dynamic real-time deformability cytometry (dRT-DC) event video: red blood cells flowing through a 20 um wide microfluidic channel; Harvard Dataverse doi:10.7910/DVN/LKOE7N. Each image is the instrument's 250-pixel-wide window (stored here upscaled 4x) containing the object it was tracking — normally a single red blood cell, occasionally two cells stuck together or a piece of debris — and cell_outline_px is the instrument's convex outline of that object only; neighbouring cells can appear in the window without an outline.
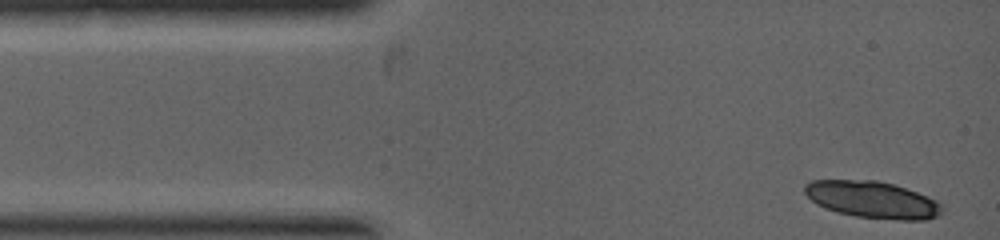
{"species": "common noctule bat (a hibernating species)", "species_latin": "Nyctalus noctula", "temperature_condition": "warm", "stored_images_in_passage": 4, "camera_frame_rate_fps": 5000, "um_per_image_px": 0.085, "animal": {"sex": "female", "body_mass_g": 19.0, "forearm_length_mm": 53.3}, "frame": {"image": 1, "passage_image": 1, "time_ms": 0.0, "image_size_px": [1000, 240], "cell_outline_px": [[944, 212], [936, 216], [924, 220], [896, 220], [856, 216], [836, 212], [816, 204], [804, 192], [804, 184], [812, 180], [876, 180], [892, 184], [928, 196], [944, 204]], "centroid_in_image_um": [74.18, 16.98], "position_along_channel_um": 10.8, "area_um2": 29.59}}